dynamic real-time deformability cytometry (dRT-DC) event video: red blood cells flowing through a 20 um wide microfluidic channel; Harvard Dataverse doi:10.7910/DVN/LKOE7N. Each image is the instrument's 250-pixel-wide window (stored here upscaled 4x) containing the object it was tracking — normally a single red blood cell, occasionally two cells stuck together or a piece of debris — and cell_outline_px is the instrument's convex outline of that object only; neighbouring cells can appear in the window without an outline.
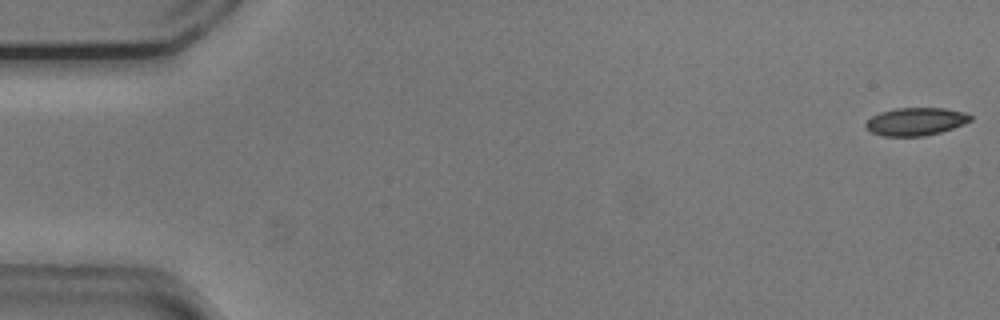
{"species": "common noctule bat (a hibernating species)", "species_latin": "Nyctalus noctula", "temperature_condition": "cold", "stored_images_in_passage": 17, "camera_frame_rate_fps": 3000, "um_per_image_px": 0.085, "animal": {"sex": "male", "body_mass_g": 20.5, "forearm_length_mm": 52.5}, "frame": {"image": 1, "passage_image": 1, "time_ms": 0.0, "image_size_px": [1000, 320], "cell_outline_px": [[972, 120], [964, 124], [940, 132], [924, 136], [884, 136], [872, 132], [864, 124], [872, 116], [880, 112], [896, 108], [944, 108], [964, 112], [972, 116]], "centroid_in_image_um": [77.85, 10.32], "position_along_channel_um": 7.1, "area_um2": 16.88}}
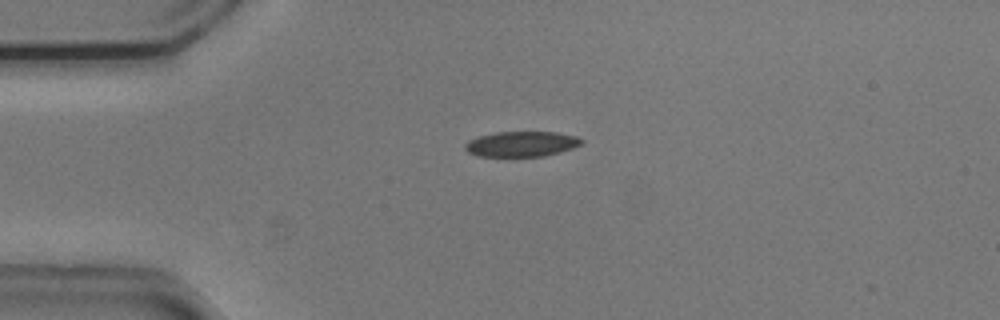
{"frame": {"image": 2, "passage_image": 13, "time_ms": 4.0, "image_size_px": [1000, 320], "cell_outline_px": [[584, 140], [580, 144], [572, 148], [560, 152], [544, 156], [476, 156], [468, 152], [464, 148], [464, 144], [468, 140], [480, 136], [496, 132], [556, 132], [576, 136]], "centroid_in_image_um": [44.3, 12.24], "position_along_channel_um": 40.7, "area_um2": 17.11}}